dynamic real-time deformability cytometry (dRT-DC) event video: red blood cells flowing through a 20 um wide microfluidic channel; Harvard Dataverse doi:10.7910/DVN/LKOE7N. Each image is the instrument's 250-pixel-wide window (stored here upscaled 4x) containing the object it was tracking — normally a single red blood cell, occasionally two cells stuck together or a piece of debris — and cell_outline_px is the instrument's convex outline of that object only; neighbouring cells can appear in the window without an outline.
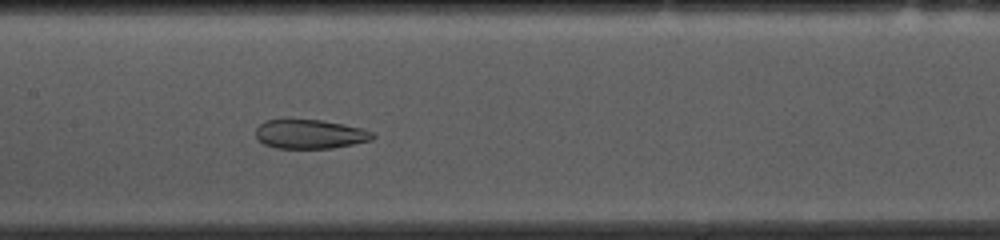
{"species": "common noctule bat (a hibernating species)", "species_latin": "Nyctalus noctula", "temperature_condition": "cold", "stored_images_in_passage": 53, "camera_frame_rate_fps": 3000, "um_per_image_px": 0.085, "animal": {"sex": "female", "body_mass_g": 10.0, "forearm_length_mm": 53.1}, "frame": {"image": 1, "passage_image": 24, "time_ms": 7.667, "image_size_px": [1000, 240], "cell_outline_px": [[376, 136], [372, 140], [332, 148], [276, 148], [264, 144], [256, 140], [256, 128], [264, 120], [320, 120], [344, 124], [364, 128], [372, 132]], "centroid_in_image_um": [26.35, 11.4], "position_along_channel_um": 181.1, "area_um2": 19.88}}
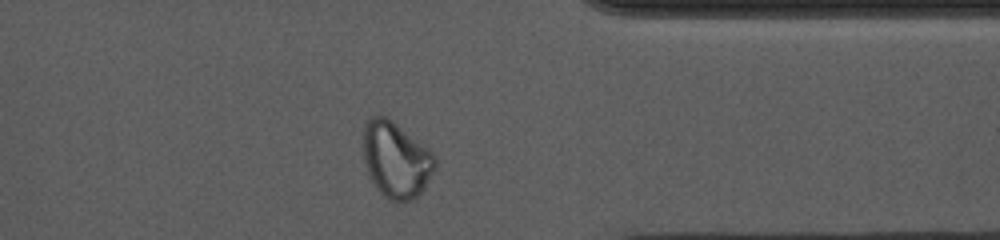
{"frame": {"image": 2, "passage_image": 41, "time_ms": 13.333, "image_size_px": [1000, 240], "cell_outline_px": [[436, 164], [424, 188], [412, 200], [392, 200], [384, 196], [380, 192], [372, 180], [368, 172], [364, 160], [364, 124], [372, 116], [384, 116], [392, 120], [428, 148], [436, 156]], "centroid_in_image_um": [33.67, 13.55], "position_along_channel_um": 377.7, "area_um2": 31.21}}
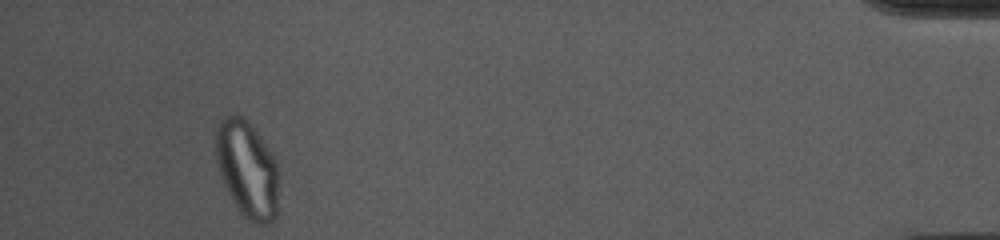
{"frame": {"image": 3, "passage_image": 49, "time_ms": 16.0, "image_size_px": [1000, 240], "cell_outline_px": [[276, 216], [272, 224], [256, 224], [248, 220], [240, 212], [228, 192], [224, 184], [216, 160], [216, 128], [220, 120], [224, 116], [244, 116], [248, 120], [276, 160]], "centroid_in_image_um": [20.99, 14.38], "position_along_channel_um": 414.2, "area_um2": 34.97}, "authors_computed_cell_mechanics": {"area_um2": 27.9174, "velocity_mm_per_s": 3.657, "shape_relaxation_time_tau1_ms": null, "shape_relaxation_time_tau2_ms": 1.5807, "deformation_change_tau1": null, "deformation_change_tau2": 0.0808}}